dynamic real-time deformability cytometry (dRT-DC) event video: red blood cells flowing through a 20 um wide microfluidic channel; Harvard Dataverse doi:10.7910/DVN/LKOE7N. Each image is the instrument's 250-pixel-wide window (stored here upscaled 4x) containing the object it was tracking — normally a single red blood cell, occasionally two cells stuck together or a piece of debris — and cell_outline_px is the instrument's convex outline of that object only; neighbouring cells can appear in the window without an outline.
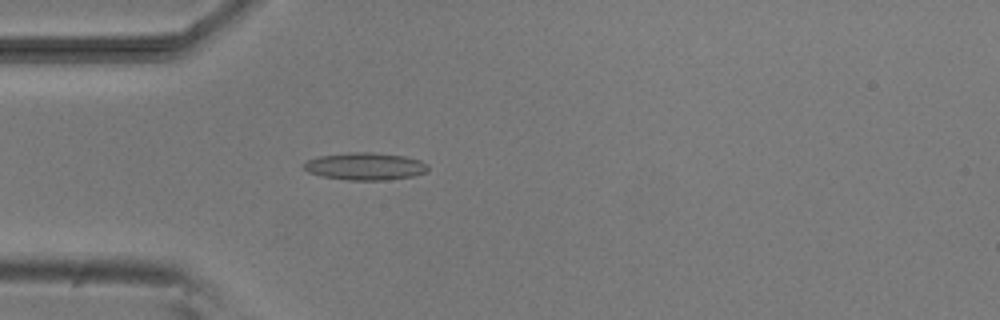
{"species": "common noctule bat (a hibernating species)", "species_latin": "Nyctalus noctula", "temperature_condition": "room temperature", "stored_images_in_passage": 4, "camera_frame_rate_fps": 3000, "um_per_image_px": 0.085, "animal": {"sex": "male", "body_mass_g": 20.5, "forearm_length_mm": 52.5}, "frame": {"image": 1, "passage_image": 4, "time_ms": 3.333, "image_size_px": [1000, 320], "cell_outline_px": [[428, 172], [412, 176], [388, 180], [348, 180], [320, 176], [308, 172], [304, 168], [304, 164], [308, 160], [320, 156], [348, 152], [372, 152], [404, 156], [420, 160], [428, 164]], "centroid_in_image_um": [31.06, 14.14], "position_along_channel_um": 53.9, "area_um2": 19.88}}